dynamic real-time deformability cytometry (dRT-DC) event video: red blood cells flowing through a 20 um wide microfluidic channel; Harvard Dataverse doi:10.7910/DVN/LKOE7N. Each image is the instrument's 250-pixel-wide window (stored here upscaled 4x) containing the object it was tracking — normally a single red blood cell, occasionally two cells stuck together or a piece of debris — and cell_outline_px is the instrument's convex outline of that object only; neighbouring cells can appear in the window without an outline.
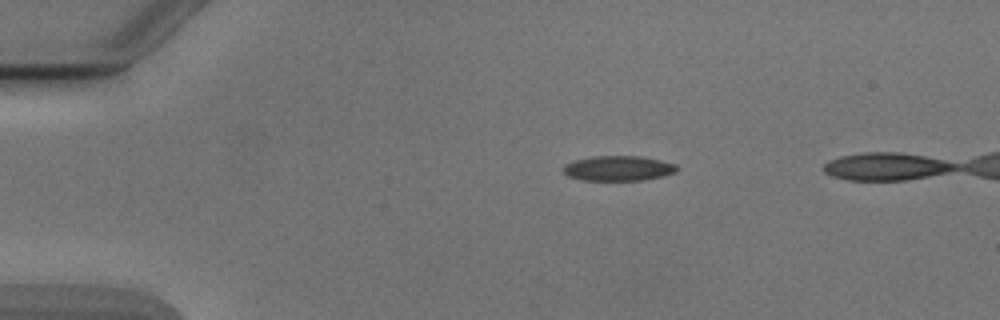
{"species": "Egyptian fruit bat (a non-hibernating species)", "species_latin": "Rousettus aegyptiacus", "temperature_condition": "cold", "stored_images_in_passage": 3, "camera_frame_rate_fps": 3000, "um_per_image_px": 0.085, "animal": {"sex": "male"}, "frame": {"image": 1, "passage_image": 1, "time_ms": 0.0, "image_size_px": [1000, 320], "cell_outline_px": [[680, 168], [676, 172], [664, 176], [644, 180], [580, 180], [568, 176], [560, 168], [564, 164], [576, 160], [592, 156], [640, 156], [660, 160], [676, 164]], "centroid_in_image_um": [52.56, 14.31], "position_along_channel_um": 32.4, "area_um2": 16.76}}